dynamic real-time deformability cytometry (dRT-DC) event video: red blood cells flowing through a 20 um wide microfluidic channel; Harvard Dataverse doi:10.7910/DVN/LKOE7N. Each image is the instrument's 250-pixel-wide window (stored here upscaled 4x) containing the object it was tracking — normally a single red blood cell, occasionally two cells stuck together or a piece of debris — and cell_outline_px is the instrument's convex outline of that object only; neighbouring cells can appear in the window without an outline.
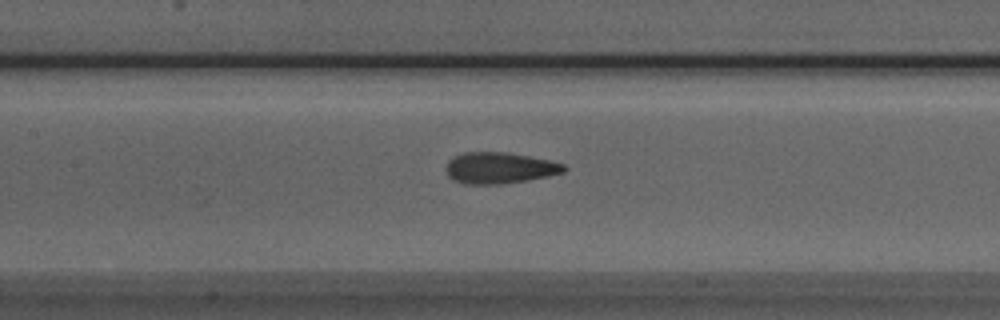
{"species": "Egyptian fruit bat (a non-hibernating species)", "species_latin": "Rousettus aegyptiacus", "temperature_condition": "room temperature", "stored_images_in_passage": 52, "camera_frame_rate_fps": 3000, "um_per_image_px": 0.085, "animal": {"sex": "male"}, "frame": {"image": 1, "passage_image": 23, "time_ms": 7.333, "image_size_px": [1000, 320], "cell_outline_px": [[568, 168], [564, 172], [548, 176], [524, 180], [496, 184], [464, 184], [452, 180], [448, 176], [448, 160], [452, 156], [464, 152], [508, 152], [548, 160], [564, 164]], "centroid_in_image_um": [42.44, 14.26], "position_along_channel_um": 165.0, "area_um2": 21.33}}
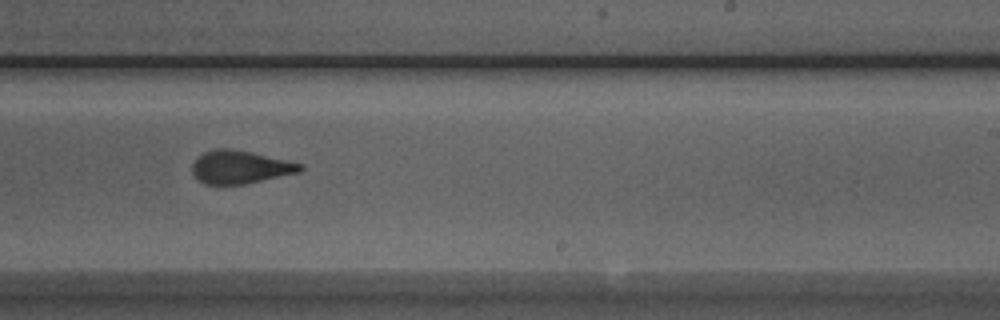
{"frame": {"image": 2, "passage_image": 31, "time_ms": 10.0, "image_size_px": [1000, 320], "cell_outline_px": [[304, 168], [300, 172], [244, 184], [204, 184], [192, 172], [192, 164], [196, 156], [204, 152], [216, 148], [228, 148], [252, 152], [304, 164]], "centroid_in_image_um": [20.41, 14.19], "position_along_channel_um": 268.6, "area_um2": 20.81}}
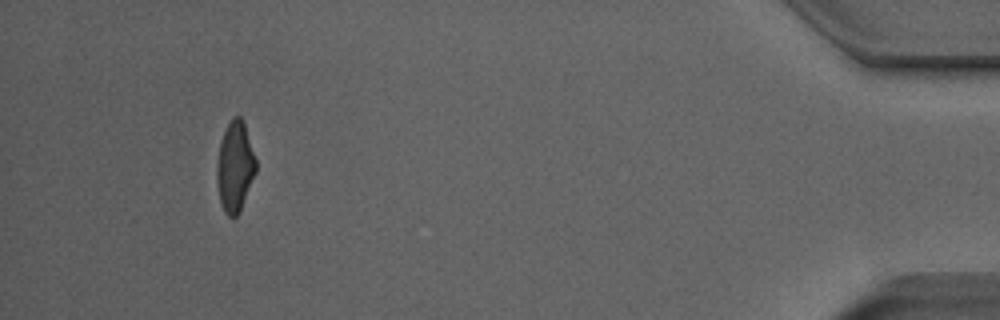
{"frame": {"image": 3, "passage_image": 48, "time_ms": 15.667, "image_size_px": [1000, 320], "cell_outline_px": [[256, 172], [240, 212], [236, 216], [228, 216], [224, 212], [220, 200], [216, 176], [216, 168], [220, 144], [224, 132], [232, 116], [240, 116], [244, 120], [256, 160]], "centroid_in_image_um": [19.98, 14.15], "position_along_channel_um": 415.2, "area_um2": 20.52}, "authors_computed_cell_mechanics": {"area_um2": 21.2126, "velocity_mm_per_s": 3.8989, "shape_relaxation_time_tau1_ms": 4.8822, "shape_relaxation_time_tau2_ms": 1.4362, "deformation_change_tau1": 0.1637, "deformation_change_tau2": 0.0888}}